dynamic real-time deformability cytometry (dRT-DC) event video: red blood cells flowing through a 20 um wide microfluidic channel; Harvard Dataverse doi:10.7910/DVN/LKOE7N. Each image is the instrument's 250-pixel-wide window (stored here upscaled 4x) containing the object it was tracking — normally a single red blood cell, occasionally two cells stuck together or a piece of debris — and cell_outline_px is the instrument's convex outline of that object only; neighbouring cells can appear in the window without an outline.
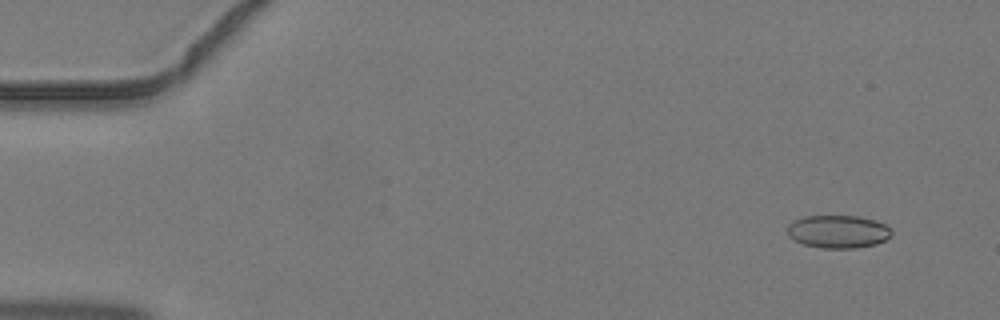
{"species": "common noctule bat (a hibernating species)", "species_latin": "Nyctalus noctula", "temperature_condition": "warm", "stored_images_in_passage": 4, "camera_frame_rate_fps": 3000, "um_per_image_px": 0.085, "animal": {"sex": "male", "body_mass_g": 19.2, "forearm_length_mm": 51.8}, "frame": {"image": 1, "passage_image": 2, "time_ms": 0.333, "image_size_px": [1000, 320], "cell_outline_px": [[892, 232], [884, 240], [876, 244], [856, 248], [820, 248], [804, 244], [788, 236], [788, 224], [792, 220], [804, 216], [860, 216], [876, 220], [884, 224]], "centroid_in_image_um": [71.21, 19.68], "position_along_channel_um": 13.8, "area_um2": 19.94}}
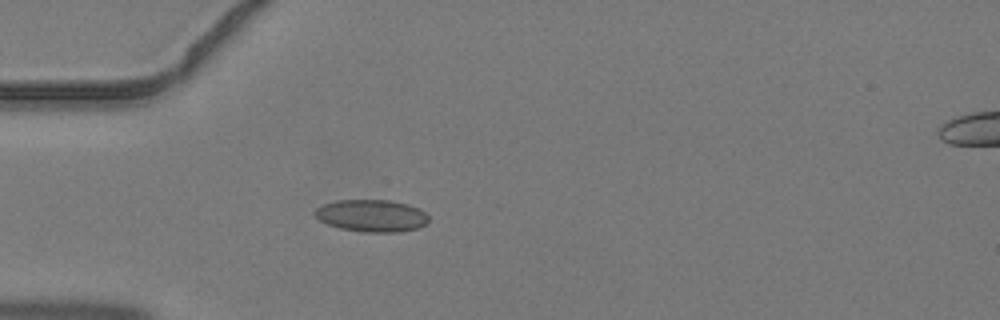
{"frame": {"image": 2, "passage_image": 4, "time_ms": 1.0, "image_size_px": [1000, 320], "cell_outline_px": [[428, 220], [424, 224], [416, 228], [400, 232], [364, 232], [340, 228], [328, 224], [320, 220], [312, 212], [316, 208], [324, 204], [336, 200], [388, 200], [408, 204], [420, 208], [428, 216]], "centroid_in_image_um": [31.58, 18.33], "position_along_channel_um": 53.4, "area_um2": 21.27}}